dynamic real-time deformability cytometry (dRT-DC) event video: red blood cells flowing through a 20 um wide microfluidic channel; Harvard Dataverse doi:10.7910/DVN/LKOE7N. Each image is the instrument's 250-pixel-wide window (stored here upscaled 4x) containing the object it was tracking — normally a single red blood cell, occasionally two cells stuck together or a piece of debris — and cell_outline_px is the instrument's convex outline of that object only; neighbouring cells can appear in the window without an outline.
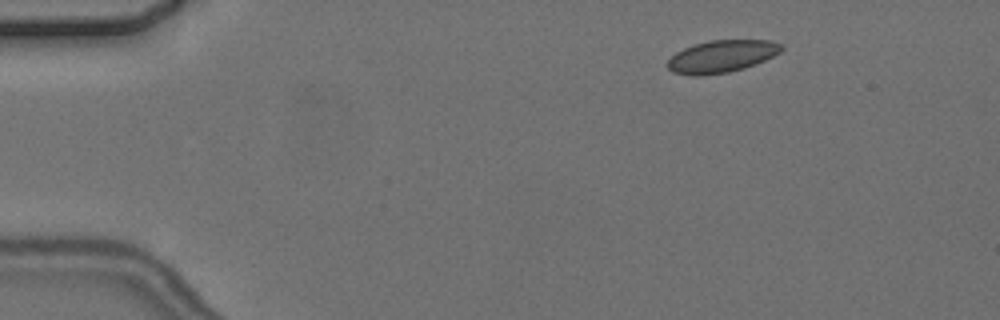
{"species": "common noctule bat (a hibernating species)", "species_latin": "Nyctalus noctula", "temperature_condition": "cold", "stored_images_in_passage": 5, "camera_frame_rate_fps": 3000, "um_per_image_px": 0.085, "animal": {"sex": "female", "body_mass_g": 24.6, "forearm_length_mm": 56.2}, "frame": {"image": 1, "passage_image": 2, "time_ms": 1.333, "image_size_px": [1000, 320], "cell_outline_px": [[784, 48], [780, 52], [764, 60], [744, 68], [728, 72], [696, 76], [672, 72], [668, 68], [668, 60], [676, 52], [684, 48], [696, 44], [712, 40], [772, 40], [784, 44]], "centroid_in_image_um": [61.37, 4.78], "position_along_channel_um": 23.6, "area_um2": 21.27}}